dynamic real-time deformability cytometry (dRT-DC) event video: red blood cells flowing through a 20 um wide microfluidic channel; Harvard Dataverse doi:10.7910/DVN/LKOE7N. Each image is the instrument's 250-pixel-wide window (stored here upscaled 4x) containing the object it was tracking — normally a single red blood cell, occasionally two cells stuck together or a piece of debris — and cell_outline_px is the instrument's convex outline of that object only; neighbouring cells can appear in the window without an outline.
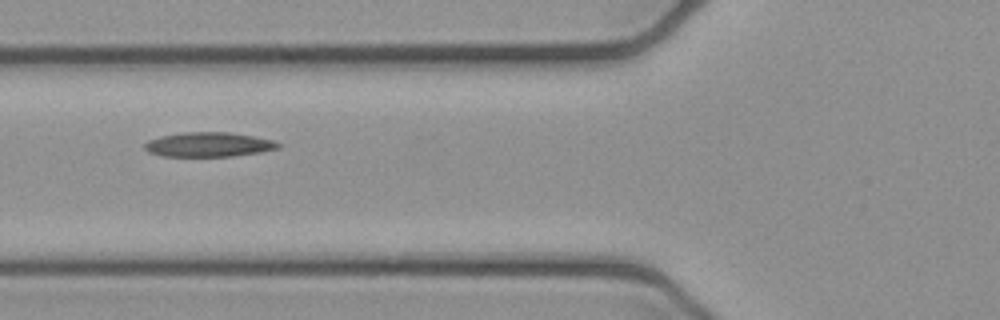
{"species": "common noctule bat (a hibernating species)", "species_latin": "Nyctalus noctula", "temperature_condition": "cold", "stored_images_in_passage": 3, "camera_frame_rate_fps": 3000, "um_per_image_px": 0.085, "animal": {"sex": "female", "body_mass_g": 21.9}, "frame": {"image": 1, "passage_image": 3, "time_ms": 0.667, "image_size_px": [1000, 320], "cell_outline_px": [[284, 144], [280, 148], [260, 152], [232, 156], [160, 156], [148, 152], [144, 148], [144, 144], [148, 140], [160, 136], [184, 132], [228, 132], [276, 140]], "centroid_in_image_um": [17.76, 12.28], "position_along_channel_um": 108.0, "area_um2": 19.25}}